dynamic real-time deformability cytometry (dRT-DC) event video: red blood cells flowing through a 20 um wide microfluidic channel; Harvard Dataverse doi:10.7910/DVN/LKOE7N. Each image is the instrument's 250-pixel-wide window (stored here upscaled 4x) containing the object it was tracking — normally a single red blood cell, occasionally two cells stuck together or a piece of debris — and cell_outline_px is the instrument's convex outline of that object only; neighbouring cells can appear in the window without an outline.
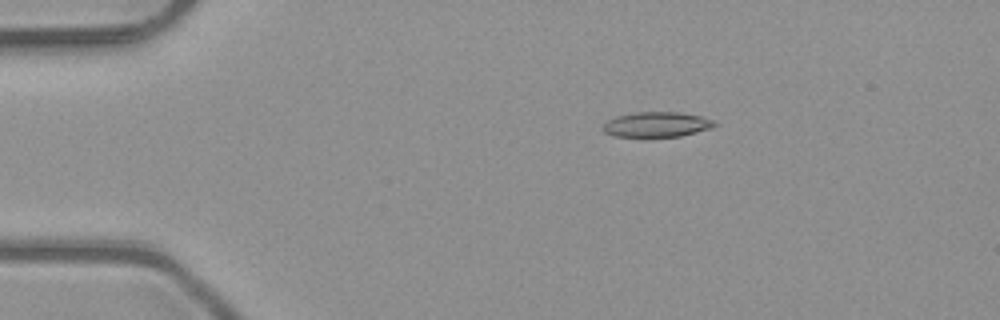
{"species": "common noctule bat (a hibernating species)", "species_latin": "Nyctalus noctula", "temperature_condition": "room temperature", "stored_images_in_passage": 4, "camera_frame_rate_fps": 3000, "um_per_image_px": 0.085, "animal": {"sex": "male", "body_mass_g": 23.1, "forearm_length_mm": 52.7}, "frame": {"image": 1, "passage_image": 3, "time_ms": 0.667, "image_size_px": [1000, 320], "cell_outline_px": [[716, 124], [712, 128], [680, 136], [612, 136], [604, 132], [600, 128], [608, 120], [616, 116], [636, 112], [680, 112], [700, 116], [712, 120]], "centroid_in_image_um": [55.78, 10.57], "position_along_channel_um": 29.2, "area_um2": 16.18}}